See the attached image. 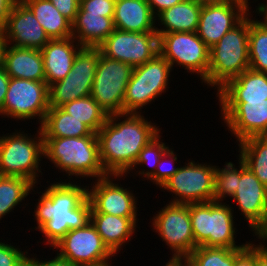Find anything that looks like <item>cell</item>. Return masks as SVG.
I'll list each match as a JSON object with an SVG mask.
<instances>
[{
  "label": "cell",
  "instance_id": "1",
  "mask_svg": "<svg viewBox=\"0 0 267 266\" xmlns=\"http://www.w3.org/2000/svg\"><path fill=\"white\" fill-rule=\"evenodd\" d=\"M53 182L39 197L34 210L37 229L44 235L46 245L53 247L69 230L82 228L90 222L91 202L87 185L68 180ZM81 185V186H80ZM83 186V187H82Z\"/></svg>",
  "mask_w": 267,
  "mask_h": 266
},
{
  "label": "cell",
  "instance_id": "2",
  "mask_svg": "<svg viewBox=\"0 0 267 266\" xmlns=\"http://www.w3.org/2000/svg\"><path fill=\"white\" fill-rule=\"evenodd\" d=\"M160 130L142 113L110 114L97 132L104 170L111 175H125L134 166L140 151Z\"/></svg>",
  "mask_w": 267,
  "mask_h": 266
},
{
  "label": "cell",
  "instance_id": "3",
  "mask_svg": "<svg viewBox=\"0 0 267 266\" xmlns=\"http://www.w3.org/2000/svg\"><path fill=\"white\" fill-rule=\"evenodd\" d=\"M43 138L44 159L54 164L58 171L68 174V179L75 176L80 179L95 177L96 180L109 175L100 160L97 135Z\"/></svg>",
  "mask_w": 267,
  "mask_h": 266
},
{
  "label": "cell",
  "instance_id": "4",
  "mask_svg": "<svg viewBox=\"0 0 267 266\" xmlns=\"http://www.w3.org/2000/svg\"><path fill=\"white\" fill-rule=\"evenodd\" d=\"M251 12L232 30L228 31L209 52V69L204 84L217 87L249 69L248 35Z\"/></svg>",
  "mask_w": 267,
  "mask_h": 266
},
{
  "label": "cell",
  "instance_id": "5",
  "mask_svg": "<svg viewBox=\"0 0 267 266\" xmlns=\"http://www.w3.org/2000/svg\"><path fill=\"white\" fill-rule=\"evenodd\" d=\"M222 201L189 204L192 231L197 246L238 249L249 242L236 245L234 210Z\"/></svg>",
  "mask_w": 267,
  "mask_h": 266
},
{
  "label": "cell",
  "instance_id": "6",
  "mask_svg": "<svg viewBox=\"0 0 267 266\" xmlns=\"http://www.w3.org/2000/svg\"><path fill=\"white\" fill-rule=\"evenodd\" d=\"M38 130L34 138L21 130L0 136L1 176H19L38 185L39 173H43L40 164L44 157V138L40 126Z\"/></svg>",
  "mask_w": 267,
  "mask_h": 266
},
{
  "label": "cell",
  "instance_id": "7",
  "mask_svg": "<svg viewBox=\"0 0 267 266\" xmlns=\"http://www.w3.org/2000/svg\"><path fill=\"white\" fill-rule=\"evenodd\" d=\"M170 72V63L160 53L134 67L124 96V113H142L143 106L161 97L169 88Z\"/></svg>",
  "mask_w": 267,
  "mask_h": 266
},
{
  "label": "cell",
  "instance_id": "8",
  "mask_svg": "<svg viewBox=\"0 0 267 266\" xmlns=\"http://www.w3.org/2000/svg\"><path fill=\"white\" fill-rule=\"evenodd\" d=\"M159 53L170 63L182 66L189 74L206 80L209 69L210 48L199 38L196 32L157 33Z\"/></svg>",
  "mask_w": 267,
  "mask_h": 266
},
{
  "label": "cell",
  "instance_id": "9",
  "mask_svg": "<svg viewBox=\"0 0 267 266\" xmlns=\"http://www.w3.org/2000/svg\"><path fill=\"white\" fill-rule=\"evenodd\" d=\"M133 67L100 51L90 96L110 114L124 113L123 101Z\"/></svg>",
  "mask_w": 267,
  "mask_h": 266
},
{
  "label": "cell",
  "instance_id": "10",
  "mask_svg": "<svg viewBox=\"0 0 267 266\" xmlns=\"http://www.w3.org/2000/svg\"><path fill=\"white\" fill-rule=\"evenodd\" d=\"M99 57V47H82L77 52L71 72L64 79L48 86L49 107H61L89 96Z\"/></svg>",
  "mask_w": 267,
  "mask_h": 266
},
{
  "label": "cell",
  "instance_id": "11",
  "mask_svg": "<svg viewBox=\"0 0 267 266\" xmlns=\"http://www.w3.org/2000/svg\"><path fill=\"white\" fill-rule=\"evenodd\" d=\"M48 94V84L45 81L10 77L0 115L17 121L37 118L41 126L50 108Z\"/></svg>",
  "mask_w": 267,
  "mask_h": 266
},
{
  "label": "cell",
  "instance_id": "12",
  "mask_svg": "<svg viewBox=\"0 0 267 266\" xmlns=\"http://www.w3.org/2000/svg\"><path fill=\"white\" fill-rule=\"evenodd\" d=\"M180 166L161 189L174 194L170 202L191 204L214 201V175L216 166L190 160Z\"/></svg>",
  "mask_w": 267,
  "mask_h": 266
},
{
  "label": "cell",
  "instance_id": "13",
  "mask_svg": "<svg viewBox=\"0 0 267 266\" xmlns=\"http://www.w3.org/2000/svg\"><path fill=\"white\" fill-rule=\"evenodd\" d=\"M231 197L246 219L252 235L267 243V187L240 159V180Z\"/></svg>",
  "mask_w": 267,
  "mask_h": 266
},
{
  "label": "cell",
  "instance_id": "14",
  "mask_svg": "<svg viewBox=\"0 0 267 266\" xmlns=\"http://www.w3.org/2000/svg\"><path fill=\"white\" fill-rule=\"evenodd\" d=\"M150 220L153 231L171 249L172 256L187 257L195 249L189 204L169 202Z\"/></svg>",
  "mask_w": 267,
  "mask_h": 266
},
{
  "label": "cell",
  "instance_id": "15",
  "mask_svg": "<svg viewBox=\"0 0 267 266\" xmlns=\"http://www.w3.org/2000/svg\"><path fill=\"white\" fill-rule=\"evenodd\" d=\"M52 248L60 257L77 266L98 265L115 256L91 221L82 228L69 230Z\"/></svg>",
  "mask_w": 267,
  "mask_h": 266
},
{
  "label": "cell",
  "instance_id": "16",
  "mask_svg": "<svg viewBox=\"0 0 267 266\" xmlns=\"http://www.w3.org/2000/svg\"><path fill=\"white\" fill-rule=\"evenodd\" d=\"M101 53L133 68L159 53L157 32H128L115 29L99 46Z\"/></svg>",
  "mask_w": 267,
  "mask_h": 266
},
{
  "label": "cell",
  "instance_id": "17",
  "mask_svg": "<svg viewBox=\"0 0 267 266\" xmlns=\"http://www.w3.org/2000/svg\"><path fill=\"white\" fill-rule=\"evenodd\" d=\"M221 118L240 142L267 134V99L264 101H218Z\"/></svg>",
  "mask_w": 267,
  "mask_h": 266
},
{
  "label": "cell",
  "instance_id": "18",
  "mask_svg": "<svg viewBox=\"0 0 267 266\" xmlns=\"http://www.w3.org/2000/svg\"><path fill=\"white\" fill-rule=\"evenodd\" d=\"M125 175L109 174L98 178L87 189V196L91 202V213H105L119 217H137V197L130 191L118 184L116 179ZM112 177V178H111ZM115 178V180H114Z\"/></svg>",
  "mask_w": 267,
  "mask_h": 266
},
{
  "label": "cell",
  "instance_id": "19",
  "mask_svg": "<svg viewBox=\"0 0 267 266\" xmlns=\"http://www.w3.org/2000/svg\"><path fill=\"white\" fill-rule=\"evenodd\" d=\"M7 45L41 50L51 39L31 9L16 0L2 29Z\"/></svg>",
  "mask_w": 267,
  "mask_h": 266
},
{
  "label": "cell",
  "instance_id": "20",
  "mask_svg": "<svg viewBox=\"0 0 267 266\" xmlns=\"http://www.w3.org/2000/svg\"><path fill=\"white\" fill-rule=\"evenodd\" d=\"M249 5L250 3H227L202 7L196 33L211 48L250 13Z\"/></svg>",
  "mask_w": 267,
  "mask_h": 266
},
{
  "label": "cell",
  "instance_id": "21",
  "mask_svg": "<svg viewBox=\"0 0 267 266\" xmlns=\"http://www.w3.org/2000/svg\"><path fill=\"white\" fill-rule=\"evenodd\" d=\"M75 43V44H74ZM82 46L73 38L51 39L42 49L45 82L53 84L64 79L70 72Z\"/></svg>",
  "mask_w": 267,
  "mask_h": 266
},
{
  "label": "cell",
  "instance_id": "22",
  "mask_svg": "<svg viewBox=\"0 0 267 266\" xmlns=\"http://www.w3.org/2000/svg\"><path fill=\"white\" fill-rule=\"evenodd\" d=\"M2 66L12 78L45 81L44 61L41 50L6 44Z\"/></svg>",
  "mask_w": 267,
  "mask_h": 266
},
{
  "label": "cell",
  "instance_id": "23",
  "mask_svg": "<svg viewBox=\"0 0 267 266\" xmlns=\"http://www.w3.org/2000/svg\"><path fill=\"white\" fill-rule=\"evenodd\" d=\"M138 217H119L105 213H90V221L107 248L116 256L126 242L131 241ZM129 240V241H128Z\"/></svg>",
  "mask_w": 267,
  "mask_h": 266
},
{
  "label": "cell",
  "instance_id": "24",
  "mask_svg": "<svg viewBox=\"0 0 267 266\" xmlns=\"http://www.w3.org/2000/svg\"><path fill=\"white\" fill-rule=\"evenodd\" d=\"M216 95L218 101H264L267 99V74L247 69L229 80Z\"/></svg>",
  "mask_w": 267,
  "mask_h": 266
},
{
  "label": "cell",
  "instance_id": "25",
  "mask_svg": "<svg viewBox=\"0 0 267 266\" xmlns=\"http://www.w3.org/2000/svg\"><path fill=\"white\" fill-rule=\"evenodd\" d=\"M113 21L115 29L156 32V17L146 0H116Z\"/></svg>",
  "mask_w": 267,
  "mask_h": 266
},
{
  "label": "cell",
  "instance_id": "26",
  "mask_svg": "<svg viewBox=\"0 0 267 266\" xmlns=\"http://www.w3.org/2000/svg\"><path fill=\"white\" fill-rule=\"evenodd\" d=\"M115 30L113 17L78 11L72 23V37L82 47H99Z\"/></svg>",
  "mask_w": 267,
  "mask_h": 266
},
{
  "label": "cell",
  "instance_id": "27",
  "mask_svg": "<svg viewBox=\"0 0 267 266\" xmlns=\"http://www.w3.org/2000/svg\"><path fill=\"white\" fill-rule=\"evenodd\" d=\"M202 6L196 0L182 2L161 12L156 21L161 24L156 27L157 33L196 32Z\"/></svg>",
  "mask_w": 267,
  "mask_h": 266
},
{
  "label": "cell",
  "instance_id": "28",
  "mask_svg": "<svg viewBox=\"0 0 267 266\" xmlns=\"http://www.w3.org/2000/svg\"><path fill=\"white\" fill-rule=\"evenodd\" d=\"M34 13L50 39L72 37V23L64 17L50 0H22Z\"/></svg>",
  "mask_w": 267,
  "mask_h": 266
},
{
  "label": "cell",
  "instance_id": "29",
  "mask_svg": "<svg viewBox=\"0 0 267 266\" xmlns=\"http://www.w3.org/2000/svg\"><path fill=\"white\" fill-rule=\"evenodd\" d=\"M43 137H84L97 135L82 121L67 114L60 107H50L40 126Z\"/></svg>",
  "mask_w": 267,
  "mask_h": 266
},
{
  "label": "cell",
  "instance_id": "30",
  "mask_svg": "<svg viewBox=\"0 0 267 266\" xmlns=\"http://www.w3.org/2000/svg\"><path fill=\"white\" fill-rule=\"evenodd\" d=\"M240 159L267 187V137L252 136L239 142Z\"/></svg>",
  "mask_w": 267,
  "mask_h": 266
},
{
  "label": "cell",
  "instance_id": "31",
  "mask_svg": "<svg viewBox=\"0 0 267 266\" xmlns=\"http://www.w3.org/2000/svg\"><path fill=\"white\" fill-rule=\"evenodd\" d=\"M35 186L23 177L0 175V220L35 192Z\"/></svg>",
  "mask_w": 267,
  "mask_h": 266
},
{
  "label": "cell",
  "instance_id": "32",
  "mask_svg": "<svg viewBox=\"0 0 267 266\" xmlns=\"http://www.w3.org/2000/svg\"><path fill=\"white\" fill-rule=\"evenodd\" d=\"M60 108L77 120L82 121L94 133L99 131L109 116L90 95L66 103Z\"/></svg>",
  "mask_w": 267,
  "mask_h": 266
},
{
  "label": "cell",
  "instance_id": "33",
  "mask_svg": "<svg viewBox=\"0 0 267 266\" xmlns=\"http://www.w3.org/2000/svg\"><path fill=\"white\" fill-rule=\"evenodd\" d=\"M250 18L249 69L267 74V23L263 19L255 20L251 16Z\"/></svg>",
  "mask_w": 267,
  "mask_h": 266
},
{
  "label": "cell",
  "instance_id": "34",
  "mask_svg": "<svg viewBox=\"0 0 267 266\" xmlns=\"http://www.w3.org/2000/svg\"><path fill=\"white\" fill-rule=\"evenodd\" d=\"M187 258L189 266H234L235 249L197 246Z\"/></svg>",
  "mask_w": 267,
  "mask_h": 266
},
{
  "label": "cell",
  "instance_id": "35",
  "mask_svg": "<svg viewBox=\"0 0 267 266\" xmlns=\"http://www.w3.org/2000/svg\"><path fill=\"white\" fill-rule=\"evenodd\" d=\"M238 167L232 162H225L223 168L216 166L214 175V201H222L227 197H232L237 190L238 180H240V157Z\"/></svg>",
  "mask_w": 267,
  "mask_h": 266
},
{
  "label": "cell",
  "instance_id": "36",
  "mask_svg": "<svg viewBox=\"0 0 267 266\" xmlns=\"http://www.w3.org/2000/svg\"><path fill=\"white\" fill-rule=\"evenodd\" d=\"M168 145L166 143L161 142V135L160 133L152 139L145 147L140 151V154L134 164V166L125 174V176L135 168L136 170L139 169L138 166L144 167V165L150 166L149 169L145 170L140 169L136 173L139 176L146 178L148 180L156 171L157 165L160 161V158L164 154V152L168 149Z\"/></svg>",
  "mask_w": 267,
  "mask_h": 266
},
{
  "label": "cell",
  "instance_id": "37",
  "mask_svg": "<svg viewBox=\"0 0 267 266\" xmlns=\"http://www.w3.org/2000/svg\"><path fill=\"white\" fill-rule=\"evenodd\" d=\"M173 148H168L164 154L162 155V157L160 158V161L157 165L156 171L155 173L149 178V180L151 182H153V184L156 185V187L158 186L159 188L163 186V184L170 179L179 169V166L176 167L175 165H173L172 163L175 161H177V155L174 152V150H172ZM168 158V159H167ZM167 159V161H166ZM170 159V161H168ZM167 162H172L171 166L169 165L170 163ZM165 163V165H164ZM166 164L168 165L166 166Z\"/></svg>",
  "mask_w": 267,
  "mask_h": 266
},
{
  "label": "cell",
  "instance_id": "38",
  "mask_svg": "<svg viewBox=\"0 0 267 266\" xmlns=\"http://www.w3.org/2000/svg\"><path fill=\"white\" fill-rule=\"evenodd\" d=\"M0 241V266H27V254L20 248Z\"/></svg>",
  "mask_w": 267,
  "mask_h": 266
},
{
  "label": "cell",
  "instance_id": "39",
  "mask_svg": "<svg viewBox=\"0 0 267 266\" xmlns=\"http://www.w3.org/2000/svg\"><path fill=\"white\" fill-rule=\"evenodd\" d=\"M116 0H80L78 11L89 14H103L104 17H113Z\"/></svg>",
  "mask_w": 267,
  "mask_h": 266
},
{
  "label": "cell",
  "instance_id": "40",
  "mask_svg": "<svg viewBox=\"0 0 267 266\" xmlns=\"http://www.w3.org/2000/svg\"><path fill=\"white\" fill-rule=\"evenodd\" d=\"M234 266H255V244L252 242L243 247L235 249Z\"/></svg>",
  "mask_w": 267,
  "mask_h": 266
},
{
  "label": "cell",
  "instance_id": "41",
  "mask_svg": "<svg viewBox=\"0 0 267 266\" xmlns=\"http://www.w3.org/2000/svg\"><path fill=\"white\" fill-rule=\"evenodd\" d=\"M58 11L71 23L76 19L80 6V0H50Z\"/></svg>",
  "mask_w": 267,
  "mask_h": 266
},
{
  "label": "cell",
  "instance_id": "42",
  "mask_svg": "<svg viewBox=\"0 0 267 266\" xmlns=\"http://www.w3.org/2000/svg\"><path fill=\"white\" fill-rule=\"evenodd\" d=\"M35 257L36 256L33 255V257L30 258V256L28 255L27 266H77L60 257L58 254L53 259H49V261H39V259Z\"/></svg>",
  "mask_w": 267,
  "mask_h": 266
},
{
  "label": "cell",
  "instance_id": "43",
  "mask_svg": "<svg viewBox=\"0 0 267 266\" xmlns=\"http://www.w3.org/2000/svg\"><path fill=\"white\" fill-rule=\"evenodd\" d=\"M146 1L149 4L154 16L157 17L164 10L169 9L174 5H177L183 0H146Z\"/></svg>",
  "mask_w": 267,
  "mask_h": 266
},
{
  "label": "cell",
  "instance_id": "44",
  "mask_svg": "<svg viewBox=\"0 0 267 266\" xmlns=\"http://www.w3.org/2000/svg\"><path fill=\"white\" fill-rule=\"evenodd\" d=\"M9 81H10V76L7 74L4 67L1 66L0 67V111L3 108Z\"/></svg>",
  "mask_w": 267,
  "mask_h": 266
},
{
  "label": "cell",
  "instance_id": "45",
  "mask_svg": "<svg viewBox=\"0 0 267 266\" xmlns=\"http://www.w3.org/2000/svg\"><path fill=\"white\" fill-rule=\"evenodd\" d=\"M16 0H0V30H2L6 24L11 7Z\"/></svg>",
  "mask_w": 267,
  "mask_h": 266
},
{
  "label": "cell",
  "instance_id": "46",
  "mask_svg": "<svg viewBox=\"0 0 267 266\" xmlns=\"http://www.w3.org/2000/svg\"><path fill=\"white\" fill-rule=\"evenodd\" d=\"M255 266H267V250L260 243L255 245Z\"/></svg>",
  "mask_w": 267,
  "mask_h": 266
},
{
  "label": "cell",
  "instance_id": "47",
  "mask_svg": "<svg viewBox=\"0 0 267 266\" xmlns=\"http://www.w3.org/2000/svg\"><path fill=\"white\" fill-rule=\"evenodd\" d=\"M196 1L202 7L213 6V5H223V4H227V3H251V2H248V0H196Z\"/></svg>",
  "mask_w": 267,
  "mask_h": 266
},
{
  "label": "cell",
  "instance_id": "48",
  "mask_svg": "<svg viewBox=\"0 0 267 266\" xmlns=\"http://www.w3.org/2000/svg\"><path fill=\"white\" fill-rule=\"evenodd\" d=\"M165 266H189L188 258L186 256H172Z\"/></svg>",
  "mask_w": 267,
  "mask_h": 266
},
{
  "label": "cell",
  "instance_id": "49",
  "mask_svg": "<svg viewBox=\"0 0 267 266\" xmlns=\"http://www.w3.org/2000/svg\"><path fill=\"white\" fill-rule=\"evenodd\" d=\"M255 13L258 15L260 14L261 17L263 18V20L267 23V3L266 4H264L262 2H261V4L259 3L258 7L256 8Z\"/></svg>",
  "mask_w": 267,
  "mask_h": 266
},
{
  "label": "cell",
  "instance_id": "50",
  "mask_svg": "<svg viewBox=\"0 0 267 266\" xmlns=\"http://www.w3.org/2000/svg\"><path fill=\"white\" fill-rule=\"evenodd\" d=\"M6 47V39L4 38L3 31L0 30V67L3 65V53Z\"/></svg>",
  "mask_w": 267,
  "mask_h": 266
},
{
  "label": "cell",
  "instance_id": "51",
  "mask_svg": "<svg viewBox=\"0 0 267 266\" xmlns=\"http://www.w3.org/2000/svg\"><path fill=\"white\" fill-rule=\"evenodd\" d=\"M90 266H112L109 261L98 264V265H90Z\"/></svg>",
  "mask_w": 267,
  "mask_h": 266
},
{
  "label": "cell",
  "instance_id": "52",
  "mask_svg": "<svg viewBox=\"0 0 267 266\" xmlns=\"http://www.w3.org/2000/svg\"><path fill=\"white\" fill-rule=\"evenodd\" d=\"M259 243H260V244L267 250V245L265 244L264 241H262V242L260 241ZM263 243H264V244H263Z\"/></svg>",
  "mask_w": 267,
  "mask_h": 266
}]
</instances>
